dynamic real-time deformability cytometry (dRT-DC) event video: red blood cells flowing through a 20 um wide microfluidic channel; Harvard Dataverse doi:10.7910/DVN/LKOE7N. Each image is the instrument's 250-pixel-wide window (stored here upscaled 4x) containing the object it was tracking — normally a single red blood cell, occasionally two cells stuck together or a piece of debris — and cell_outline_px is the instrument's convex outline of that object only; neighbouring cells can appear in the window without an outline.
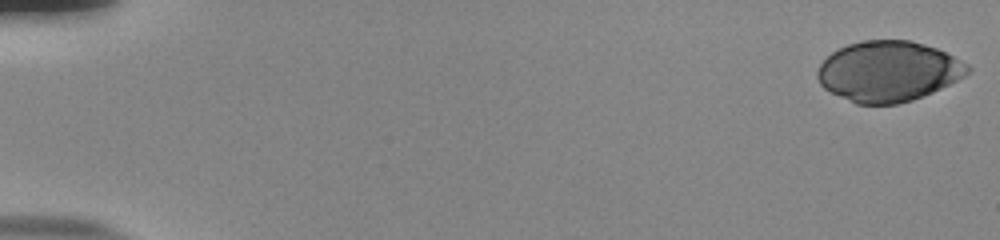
{"species": "human", "species_latin": "Homo sapiens", "temperature_condition": "room temperature", "stored_images_in_passage": 13, "camera_frame_rate_fps": 3000, "um_per_image_px": 0.085, "donor": {"sex": "male"}, "frame": {"image": 1, "passage_image": 1, "time_ms": 0.0, "image_size_px": [1000, 240], "cell_outline_px": [[972, 68], [964, 76], [932, 92], [912, 100], [896, 104], [856, 104], [824, 88], [820, 84], [816, 76], [816, 72], [820, 64], [832, 52], [848, 44], [860, 40], [912, 40], [936, 48], [968, 64]], "centroid_in_image_um": [75.49, 6.05], "position_along_channel_um": 9.5, "area_um2": 52.6}}